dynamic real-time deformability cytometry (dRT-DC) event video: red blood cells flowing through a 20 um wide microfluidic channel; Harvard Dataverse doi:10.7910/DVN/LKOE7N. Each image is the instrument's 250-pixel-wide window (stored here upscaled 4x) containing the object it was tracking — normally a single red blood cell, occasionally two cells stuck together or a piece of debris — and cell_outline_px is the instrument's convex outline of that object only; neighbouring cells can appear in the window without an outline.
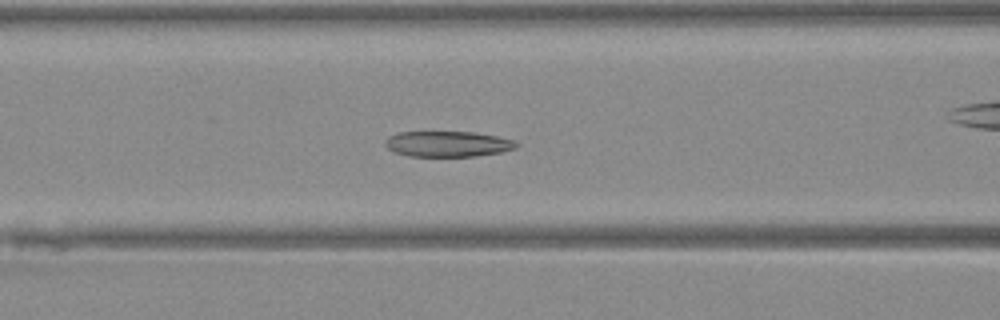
{"species": "Egyptian fruit bat (a non-hibernating species)", "species_latin": "Rousettus aegyptiacus", "temperature_condition": "warm", "stored_images_in_passage": 33, "camera_frame_rate_fps": 3000, "um_per_image_px": 0.085, "animal": {"sex": "female"}, "frame": {"image": 1, "passage_image": 9, "time_ms": 2.667, "image_size_px": [1000, 320], "cell_outline_px": [[520, 144], [516, 148], [500, 152], [476, 156], [408, 156], [392, 152], [384, 144], [384, 140], [388, 136], [400, 132], [472, 132], [496, 136], [516, 140]], "centroid_in_image_um": [38.04, 12.24], "position_along_channel_um": 128.6, "area_um2": 19.71}}
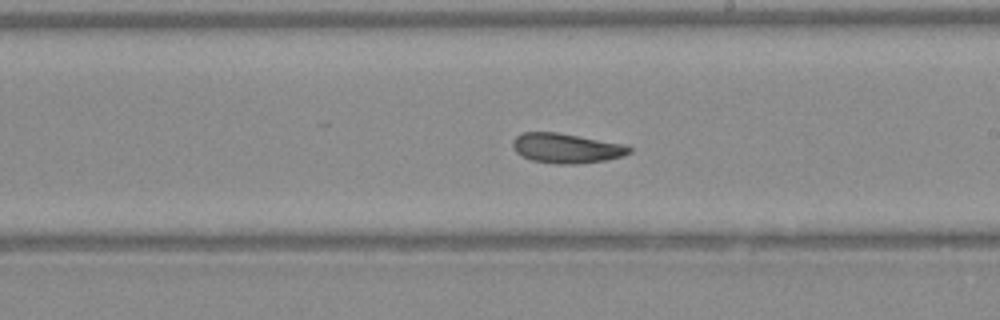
{"frame": {"image": 2, "passage_image": 17, "time_ms": 5.333, "image_size_px": [1000, 320], "cell_outline_px": [[632, 152], [624, 156], [604, 160], [576, 164], [556, 164], [532, 160], [520, 156], [516, 152], [512, 144], [512, 140], [520, 132], [556, 132], [624, 144], [632, 148]], "centroid_in_image_um": [48.12, 12.6], "position_along_channel_um": 240.9, "area_um2": 20.29}}
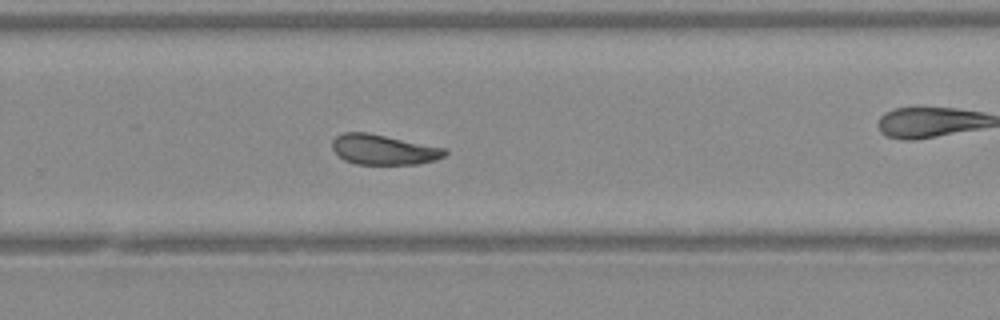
{"frame": {"image": 3, "passage_image": 21, "time_ms": 6.667, "image_size_px": [1000, 320], "cell_outline_px": [[448, 152], [444, 156], [436, 160], [416, 164], [356, 164], [344, 160], [332, 148], [332, 140], [336, 136], [344, 132], [368, 132], [448, 148]], "centroid_in_image_um": [32.63, 12.71], "position_along_channel_um": 297.2, "area_um2": 19.94}}